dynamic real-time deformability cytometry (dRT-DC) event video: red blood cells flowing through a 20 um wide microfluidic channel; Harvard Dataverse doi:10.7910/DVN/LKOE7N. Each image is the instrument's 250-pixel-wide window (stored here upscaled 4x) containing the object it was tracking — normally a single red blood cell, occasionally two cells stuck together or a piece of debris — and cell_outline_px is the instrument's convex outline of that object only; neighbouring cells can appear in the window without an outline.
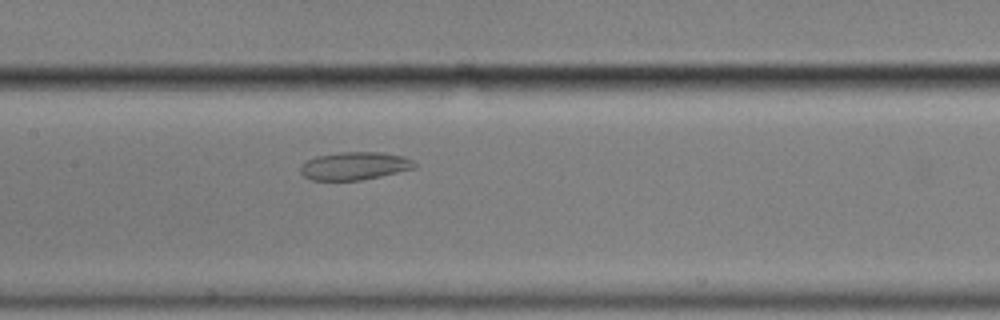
{"species": "common noctule bat (a hibernating species)", "species_latin": "Nyctalus noctula", "temperature_condition": "cold", "stored_images_in_passage": 37, "camera_frame_rate_fps": 3000, "um_per_image_px": 0.085, "animal": {"sex": "male", "body_mass_g": 17.9}, "frame": {"image": 1, "passage_image": 11, "time_ms": 3.333, "image_size_px": [1000, 320], "cell_outline_px": [[416, 168], [380, 176], [360, 180], [312, 180], [304, 176], [300, 172], [300, 168], [308, 160], [316, 156], [340, 152], [380, 152], [404, 156], [412, 160], [416, 164]], "centroid_in_image_um": [30.16, 14.1], "position_along_channel_um": 177.2, "area_um2": 18.44}}
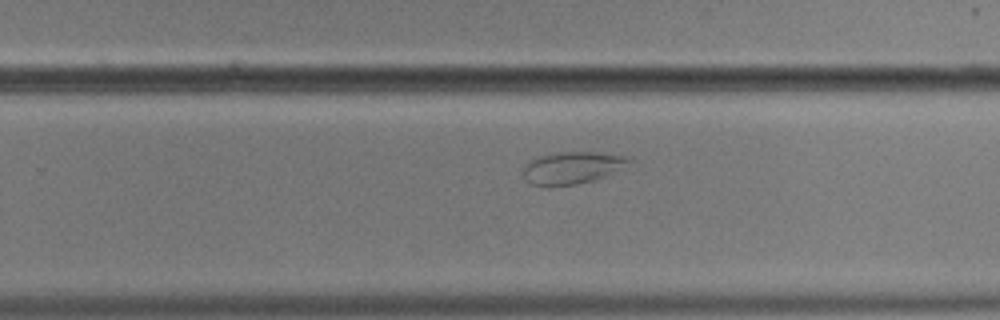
{"frame": {"image": 2, "passage_image": 20, "time_ms": 6.333, "image_size_px": [1000, 320], "cell_outline_px": [[632, 160], [604, 176], [592, 180], [576, 184], [548, 188], [532, 184], [524, 180], [524, 164], [528, 160], [536, 156], [560, 152], [596, 152], [624, 156]], "centroid_in_image_um": [48.49, 14.27], "position_along_channel_um": 281.3, "area_um2": 19.77}}
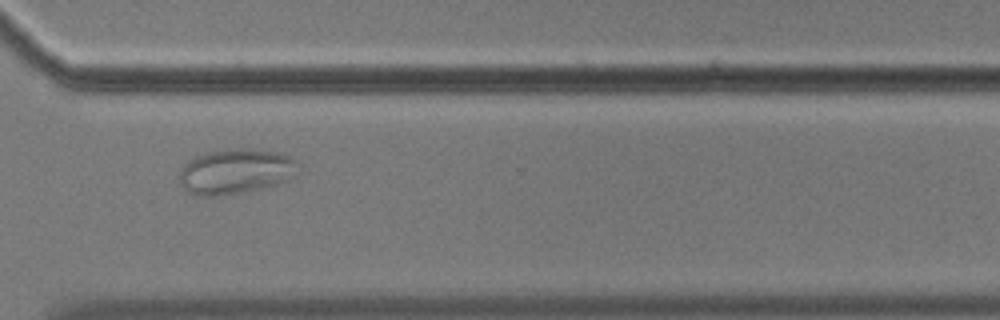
{"frame": {"image": 3, "passage_image": 26, "time_ms": 8.333, "image_size_px": [1000, 320], "cell_outline_px": [[300, 164], [284, 180], [276, 184], [244, 192], [220, 196], [200, 196], [188, 192], [180, 184], [180, 172], [184, 164], [196, 156], [208, 152], [244, 148], [276, 152], [288, 156], [296, 160]], "centroid_in_image_um": [19.97, 14.58], "position_along_channel_um": 350.6, "area_um2": 30.58}}